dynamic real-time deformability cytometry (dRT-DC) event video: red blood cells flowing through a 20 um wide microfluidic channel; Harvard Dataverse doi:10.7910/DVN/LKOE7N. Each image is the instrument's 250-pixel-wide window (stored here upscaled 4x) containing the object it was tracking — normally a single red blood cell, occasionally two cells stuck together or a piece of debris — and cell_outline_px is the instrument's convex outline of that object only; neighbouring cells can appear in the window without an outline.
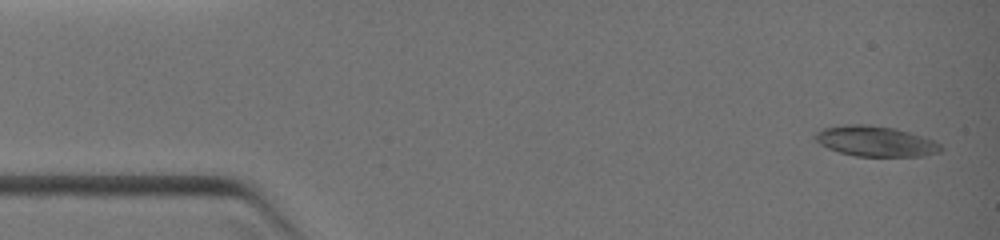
{"species": "common noctule bat (a hibernating species)", "species_latin": "Nyctalus noctula", "temperature_condition": "warm", "stored_images_in_passage": 4, "camera_frame_rate_fps": 3000, "um_per_image_px": 0.085, "animal": {"sex": "female", "body_mass_g": 19.0, "forearm_length_mm": 51.5}, "frame": {"image": 1, "passage_image": 1, "time_ms": 0.0, "image_size_px": [1000, 240], "cell_outline_px": [[944, 148], [940, 152], [924, 156], [856, 156], [840, 152], [828, 148], [820, 144], [812, 136], [816, 132], [824, 128], [856, 124], [860, 124], [892, 128], [908, 132], [932, 140], [940, 144]], "centroid_in_image_um": [74.42, 12.02], "position_along_channel_um": 10.6, "area_um2": 21.85}}
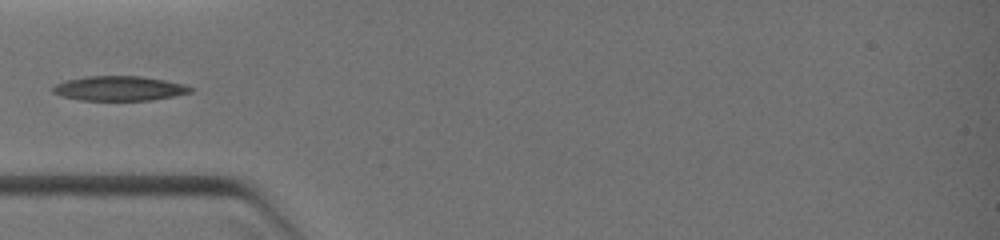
{"frame": {"image": 2, "passage_image": 4, "time_ms": 3.333, "image_size_px": [1000, 240], "cell_outline_px": [[192, 92], [152, 100], [80, 100], [64, 96], [52, 92], [52, 88], [56, 84], [68, 80], [88, 76], [140, 76], [164, 80], [184, 84], [192, 88]], "centroid_in_image_um": [10.15, 7.51], "position_along_channel_um": 74.9, "area_um2": 19.48}}